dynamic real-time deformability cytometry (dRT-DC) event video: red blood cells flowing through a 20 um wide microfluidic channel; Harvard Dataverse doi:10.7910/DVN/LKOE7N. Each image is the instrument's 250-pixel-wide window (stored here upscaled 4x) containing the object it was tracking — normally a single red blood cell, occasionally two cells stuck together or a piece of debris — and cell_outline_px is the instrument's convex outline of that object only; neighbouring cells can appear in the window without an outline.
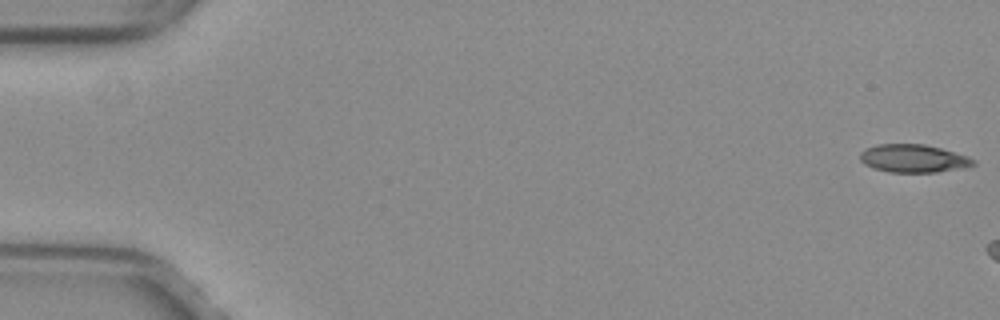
{"species": "common noctule bat (a hibernating species)", "species_latin": "Nyctalus noctula", "temperature_condition": "warm", "stored_images_in_passage": 6, "camera_frame_rate_fps": 3000, "um_per_image_px": 0.085, "animal": {"sex": "female", "body_mass_g": 29.2, "forearm_length_mm": 56.3}, "frame": {"image": 1, "passage_image": 1, "time_ms": 0.0, "image_size_px": [1000, 320], "cell_outline_px": [[976, 164], [964, 168], [936, 172], [888, 172], [864, 164], [860, 160], [860, 152], [864, 148], [876, 144], [924, 144], [940, 148], [968, 156], [976, 160]], "centroid_in_image_um": [77.64, 13.46], "position_along_channel_um": 7.4, "area_um2": 18.55}}